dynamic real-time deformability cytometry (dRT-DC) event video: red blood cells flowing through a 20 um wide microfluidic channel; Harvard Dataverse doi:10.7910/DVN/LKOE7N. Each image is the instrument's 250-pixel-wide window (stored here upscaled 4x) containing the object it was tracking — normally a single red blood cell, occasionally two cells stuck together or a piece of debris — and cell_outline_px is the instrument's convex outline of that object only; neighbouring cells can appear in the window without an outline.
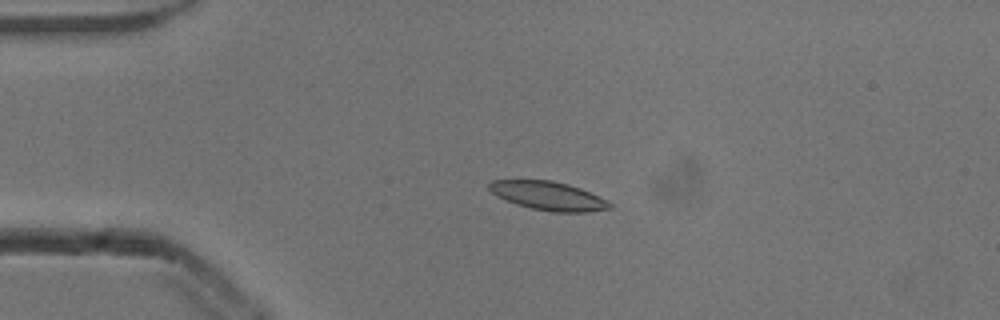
{"species": "common noctule bat (a hibernating species)", "species_latin": "Nyctalus noctula", "temperature_condition": "cold", "stored_images_in_passage": 52, "camera_frame_rate_fps": 3000, "um_per_image_px": 0.085, "animal": {"sex": "male", "body_mass_g": 13.3}, "frame": {"image": 1, "passage_image": 11, "time_ms": 3.333, "image_size_px": [1000, 320], "cell_outline_px": [[612, 208], [588, 212], [552, 212], [532, 208], [516, 204], [496, 196], [488, 188], [488, 184], [492, 180], [552, 180], [568, 184], [580, 188], [608, 200], [612, 204]], "centroid_in_image_um": [46.62, 16.64], "position_along_channel_um": 38.4, "area_um2": 20.17}}
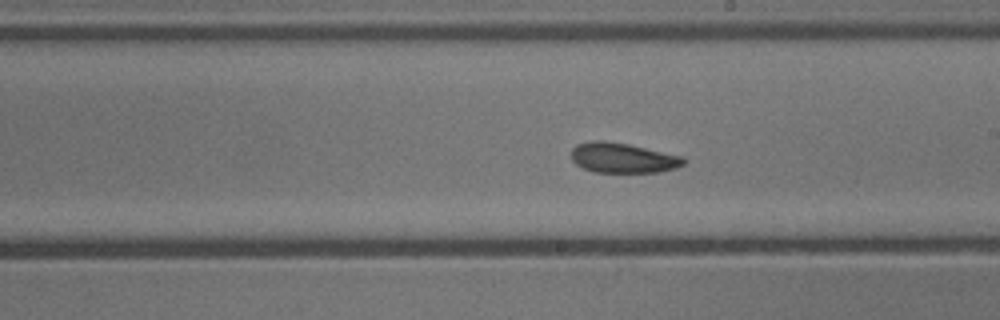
{"frame": {"image": 2, "passage_image": 29, "time_ms": 9.333, "image_size_px": [1000, 320], "cell_outline_px": [[684, 164], [676, 168], [660, 172], [592, 172], [576, 164], [572, 160], [572, 148], [576, 144], [592, 140], [604, 140], [628, 144], [684, 156]], "centroid_in_image_um": [52.93, 13.41], "position_along_channel_um": 236.1, "area_um2": 19.77}}
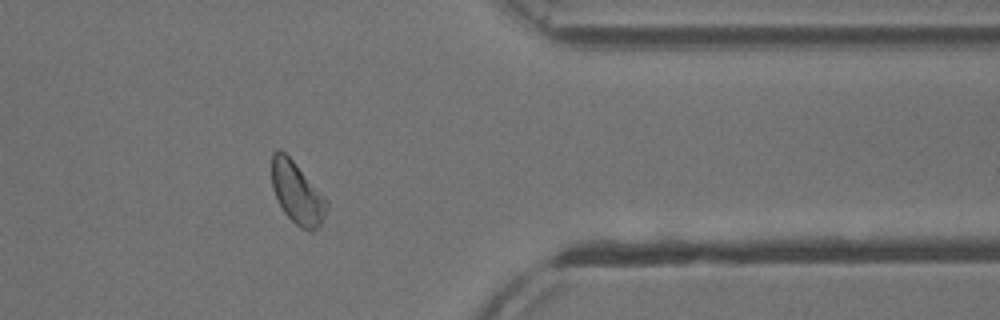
{"frame": {"image": 3, "passage_image": 42, "time_ms": 13.667, "image_size_px": [1000, 320], "cell_outline_px": [[328, 208], [320, 224], [312, 232], [308, 232], [300, 228], [284, 212], [272, 188], [272, 152], [280, 148], [292, 160], [328, 200]], "centroid_in_image_um": [25.26, 16.41], "position_along_channel_um": 386.1, "area_um2": 19.59}, "authors_computed_cell_mechanics": {"area_um2": 20.1722, "velocity_mm_per_s": 3.8421, "shape_relaxation_time_tau1_ms": 3.6065, "shape_relaxation_time_tau2_ms": 2.3974, "deformation_change_tau1": 0.082, "deformation_change_tau2": 0.0793}}